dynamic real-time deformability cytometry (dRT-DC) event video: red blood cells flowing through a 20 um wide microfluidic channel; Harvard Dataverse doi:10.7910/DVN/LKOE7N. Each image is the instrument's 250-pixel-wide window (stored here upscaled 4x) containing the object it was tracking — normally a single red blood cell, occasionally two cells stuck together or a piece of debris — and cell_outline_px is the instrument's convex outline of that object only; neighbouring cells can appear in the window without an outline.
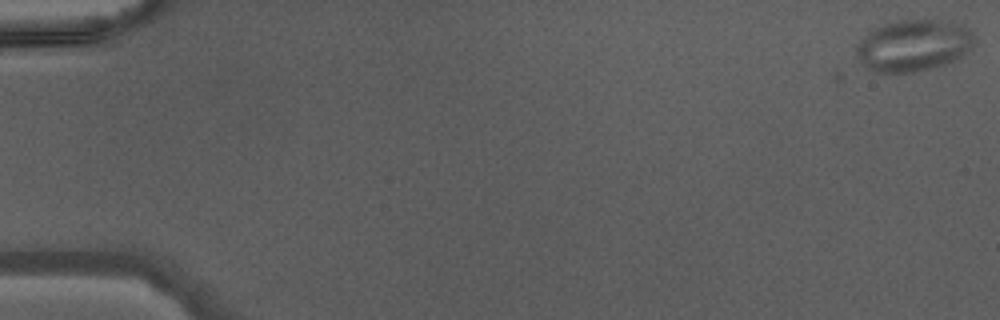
{"species": "Egyptian fruit bat (a non-hibernating species)", "species_latin": "Rousettus aegyptiacus", "temperature_condition": "warm", "stored_images_in_passage": 47, "camera_frame_rate_fps": 3000, "um_per_image_px": 0.085, "animal": {"sex": "male"}, "frame": {"image": 1, "passage_image": 1, "time_ms": 0.0, "image_size_px": [1000, 320], "cell_outline_px": [[976, 40], [972, 48], [960, 56], [944, 64], [916, 72], [872, 72], [864, 64], [856, 52], [856, 44], [872, 28], [884, 24], [900, 20], [936, 20], [964, 24], [972, 32]], "centroid_in_image_um": [77.65, 3.85], "position_along_channel_um": 7.3, "area_um2": 35.37}}
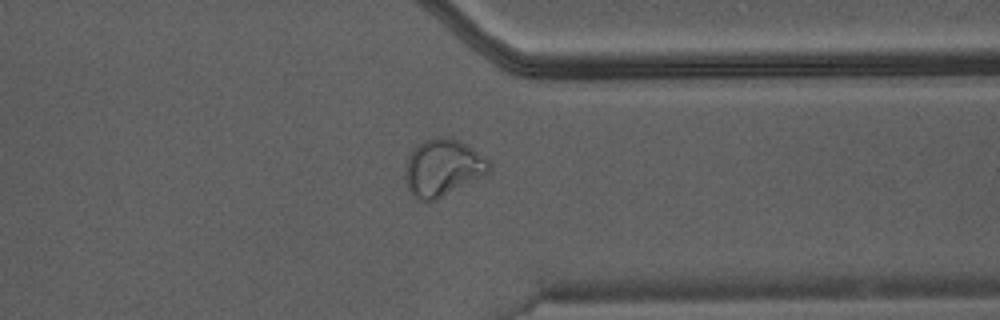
{"frame": {"image": 2, "passage_image": 37, "time_ms": 12.0, "image_size_px": [1000, 320], "cell_outline_px": [[492, 168], [484, 176], [436, 200], [416, 200], [412, 196], [404, 180], [404, 172], [408, 156], [412, 148], [416, 144], [424, 140], [436, 136], [444, 136], [460, 140], [472, 148], [488, 160], [492, 164]], "centroid_in_image_um": [37.61, 14.24], "position_along_channel_um": 373.8, "area_um2": 28.32}}
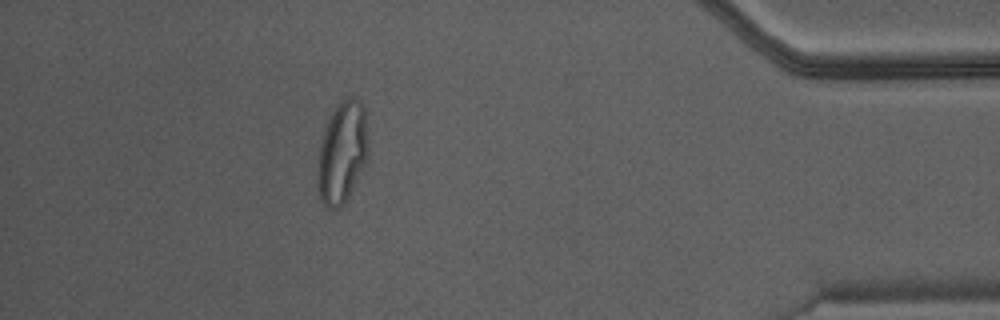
{"frame": {"image": 3, "passage_image": 42, "time_ms": 13.667, "image_size_px": [1000, 320], "cell_outline_px": [[368, 156], [348, 196], [340, 208], [328, 208], [320, 200], [316, 180], [316, 172], [320, 144], [328, 120], [332, 112], [340, 100], [348, 96], [352, 96], [360, 100], [364, 108], [368, 144]], "centroid_in_image_um": [29.06, 12.94], "position_along_channel_um": 406.1, "area_um2": 30.0}}